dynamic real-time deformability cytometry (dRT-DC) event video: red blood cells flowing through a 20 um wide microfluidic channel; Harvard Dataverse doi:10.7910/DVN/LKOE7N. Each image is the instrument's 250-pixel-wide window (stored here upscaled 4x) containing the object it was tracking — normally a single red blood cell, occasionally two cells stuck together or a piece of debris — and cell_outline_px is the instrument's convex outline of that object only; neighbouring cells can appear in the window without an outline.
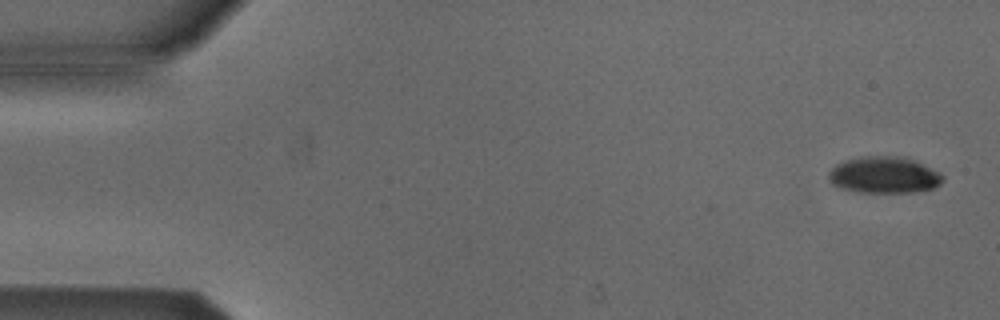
{"species": "Egyptian fruit bat (a non-hibernating species)", "species_latin": "Rousettus aegyptiacus", "temperature_condition": "cold", "stored_images_in_passage": 3, "camera_frame_rate_fps": 3000, "um_per_image_px": 0.085, "animal": {"sex": "male"}, "frame": {"image": 1, "passage_image": 1, "time_ms": 0.0, "image_size_px": [1000, 320], "cell_outline_px": [[944, 180], [940, 184], [932, 188], [912, 192], [860, 192], [844, 188], [832, 184], [828, 180], [828, 172], [836, 164], [844, 160], [860, 156], [908, 156], [940, 172], [944, 176]], "centroid_in_image_um": [75.16, 14.85], "position_along_channel_um": 9.8, "area_um2": 24.57}}